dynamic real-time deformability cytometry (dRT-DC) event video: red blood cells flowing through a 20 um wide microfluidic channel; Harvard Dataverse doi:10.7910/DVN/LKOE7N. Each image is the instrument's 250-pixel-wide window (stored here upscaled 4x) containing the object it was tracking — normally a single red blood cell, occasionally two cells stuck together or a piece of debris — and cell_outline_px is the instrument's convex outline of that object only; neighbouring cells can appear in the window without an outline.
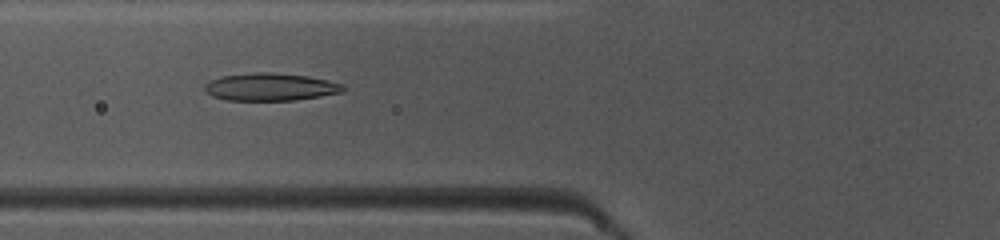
{"species": "common noctule bat (a hibernating species)", "species_latin": "Nyctalus noctula", "temperature_condition": "warm", "stored_images_in_passage": 22, "camera_frame_rate_fps": 3000, "um_per_image_px": 0.085, "animal": {"sex": "female", "body_mass_g": 10.0, "forearm_length_mm": 53.1}, "frame": {"image": 1, "passage_image": 19, "time_ms": 6.0, "image_size_px": [1000, 240], "cell_outline_px": [[344, 92], [320, 96], [292, 100], [228, 100], [212, 96], [204, 92], [204, 84], [220, 76], [260, 72], [268, 72], [308, 76], [328, 80], [344, 84]], "centroid_in_image_um": [22.98, 7.39], "position_along_channel_um": 102.8, "area_um2": 22.2}}
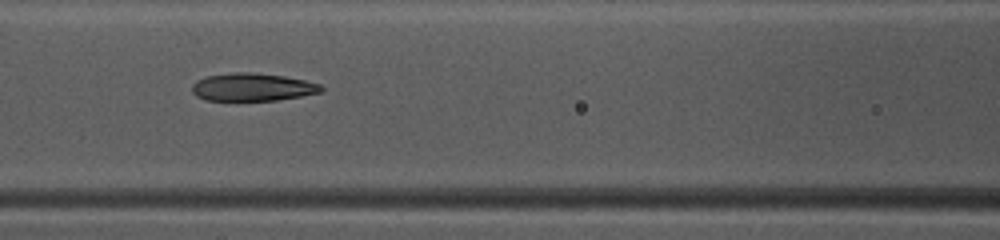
{"frame": {"image": 2, "passage_image": 22, "time_ms": 7.0, "image_size_px": [1000, 240], "cell_outline_px": [[324, 88], [320, 92], [300, 96], [276, 100], [208, 100], [196, 96], [192, 92], [192, 84], [196, 80], [208, 76], [232, 72], [252, 72], [284, 76], [304, 80], [320, 84]], "centroid_in_image_um": [21.44, 7.39], "position_along_channel_um": 145.2, "area_um2": 20.81}}